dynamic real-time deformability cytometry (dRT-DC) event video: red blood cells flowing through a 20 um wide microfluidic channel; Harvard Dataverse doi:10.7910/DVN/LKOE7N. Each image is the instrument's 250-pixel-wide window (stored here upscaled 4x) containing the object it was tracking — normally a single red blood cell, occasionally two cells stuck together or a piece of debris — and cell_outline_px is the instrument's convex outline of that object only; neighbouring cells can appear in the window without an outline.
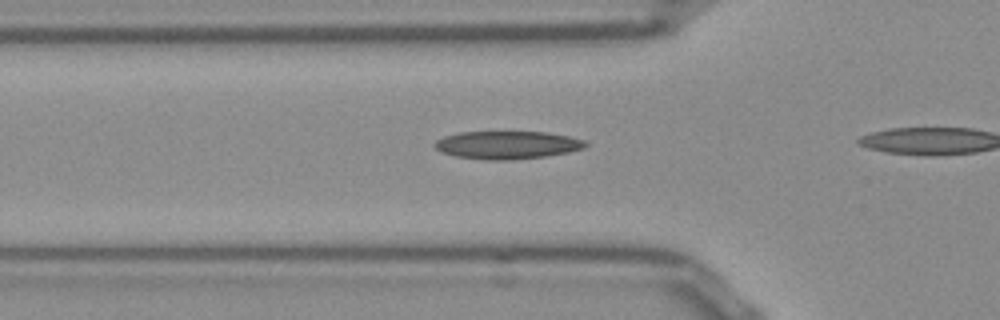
{"species": "Egyptian fruit bat (a non-hibernating species)", "species_latin": "Rousettus aegyptiacus", "temperature_condition": "room temperature", "stored_images_in_passage": 8, "camera_frame_rate_fps": 3000, "um_per_image_px": 0.085, "frame": {"image": 1, "passage_image": 3, "time_ms": 0.667, "image_size_px": [1000, 320], "cell_outline_px": [[588, 144], [584, 148], [568, 152], [544, 156], [508, 160], [484, 160], [456, 156], [444, 152], [436, 148], [432, 144], [436, 140], [444, 136], [460, 132], [548, 132], [568, 136], [584, 140]], "centroid_in_image_um": [43.11, 12.32], "position_along_channel_um": 82.7, "area_um2": 24.39}}
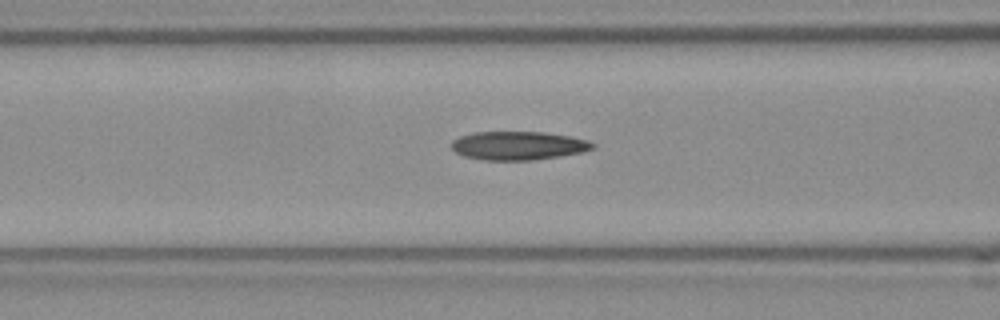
{"frame": {"image": 2, "passage_image": 6, "time_ms": 1.667, "image_size_px": [1000, 320], "cell_outline_px": [[596, 148], [580, 152], [532, 160], [484, 160], [464, 156], [456, 152], [448, 144], [452, 140], [460, 136], [472, 132], [544, 132], [568, 136], [588, 140], [596, 144]], "centroid_in_image_um": [44.01, 12.37], "position_along_channel_um": 122.6, "area_um2": 23.47}}